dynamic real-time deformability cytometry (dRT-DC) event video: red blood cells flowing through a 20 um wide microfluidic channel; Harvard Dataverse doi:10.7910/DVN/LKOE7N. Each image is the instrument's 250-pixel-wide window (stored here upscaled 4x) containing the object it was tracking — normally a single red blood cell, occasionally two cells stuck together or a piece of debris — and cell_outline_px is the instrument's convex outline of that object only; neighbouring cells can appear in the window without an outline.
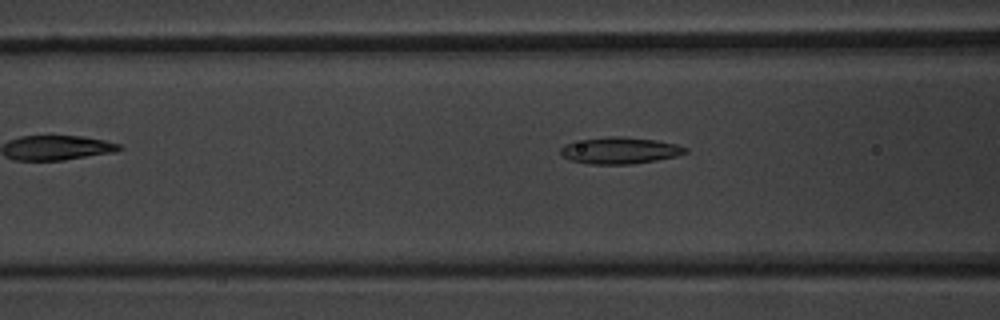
{"species": "common noctule bat (a hibernating species)", "species_latin": "Nyctalus noctula", "temperature_condition": "warm", "stored_images_in_passage": 35, "camera_frame_rate_fps": 3000, "um_per_image_px": 0.085, "animal": {"sex": "male", "body_mass_g": 20.1, "forearm_length_mm": 53.5}, "frame": {"image": 1, "passage_image": 4, "time_ms": 1.0, "image_size_px": [1000, 320], "cell_outline_px": [[688, 152], [676, 156], [656, 160], [632, 164], [588, 164], [568, 160], [560, 152], [560, 148], [564, 144], [584, 140], [608, 136], [620, 136], [656, 140], [676, 144], [688, 148]], "centroid_in_image_um": [52.69, 12.8], "position_along_channel_um": 113.9, "area_um2": 19.31}}
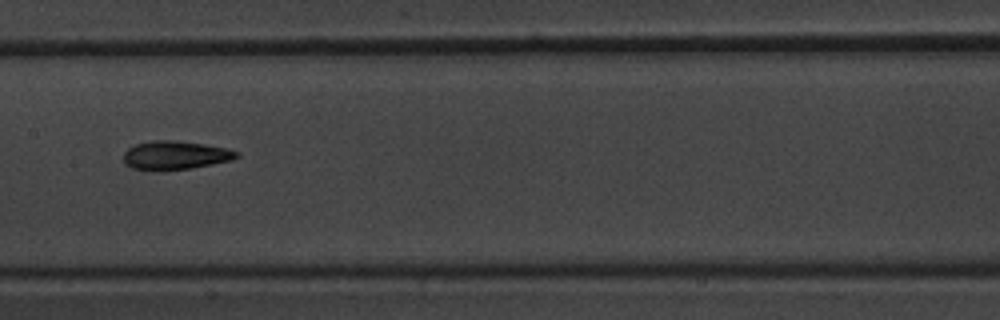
{"frame": {"image": 2, "passage_image": 10, "time_ms": 3.0, "image_size_px": [1000, 320], "cell_outline_px": [[240, 156], [232, 160], [192, 168], [152, 172], [132, 168], [124, 164], [124, 152], [128, 148], [136, 144], [152, 140], [176, 140], [204, 144], [228, 148], [240, 152]], "centroid_in_image_um": [14.89, 13.21], "position_along_channel_um": 192.5, "area_um2": 19.31}}
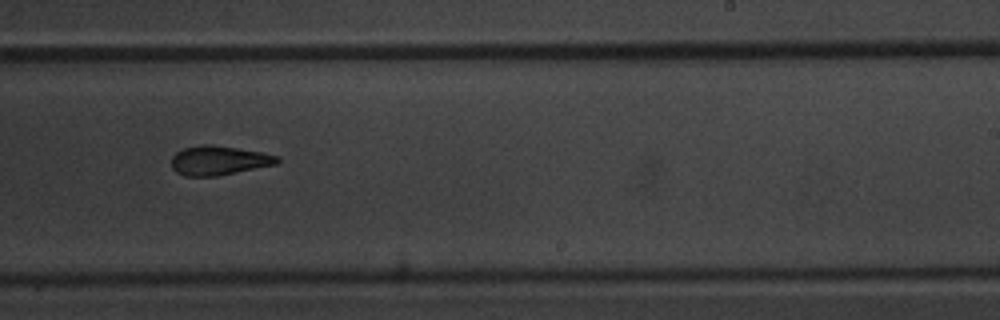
{"frame": {"image": 3, "passage_image": 16, "time_ms": 5.0, "image_size_px": [1000, 320], "cell_outline_px": [[280, 160], [276, 164], [216, 176], [184, 176], [176, 172], [172, 168], [172, 156], [176, 152], [184, 148], [200, 144], [212, 144], [260, 152], [280, 156]], "centroid_in_image_um": [18.57, 13.63], "position_along_channel_um": 270.4, "area_um2": 17.98}}